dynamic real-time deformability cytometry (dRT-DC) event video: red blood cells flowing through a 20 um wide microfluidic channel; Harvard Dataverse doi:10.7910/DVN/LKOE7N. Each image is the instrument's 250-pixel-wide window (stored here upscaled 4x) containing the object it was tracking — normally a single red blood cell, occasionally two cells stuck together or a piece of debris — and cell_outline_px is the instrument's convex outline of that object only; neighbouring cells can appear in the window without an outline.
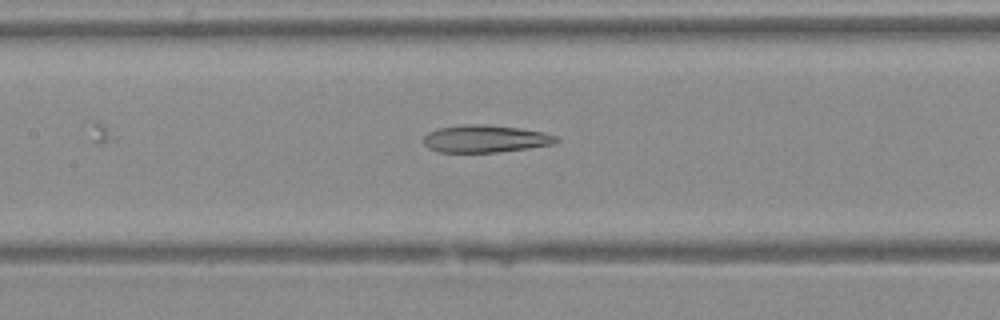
{"species": "Egyptian fruit bat (a non-hibernating species)", "species_latin": "Rousettus aegyptiacus", "temperature_condition": "warm", "stored_images_in_passage": 24, "camera_frame_rate_fps": 3000, "um_per_image_px": 0.085, "animal": {"sex": "female"}, "frame": {"image": 1, "passage_image": 8, "time_ms": 2.333, "image_size_px": [1000, 320], "cell_outline_px": [[560, 140], [556, 144], [528, 148], [496, 152], [440, 152], [428, 148], [424, 144], [424, 136], [428, 132], [436, 128], [460, 124], [488, 124], [520, 128], [544, 132], [556, 136]], "centroid_in_image_um": [41.25, 11.78], "position_along_channel_um": 166.1, "area_um2": 21.44}}
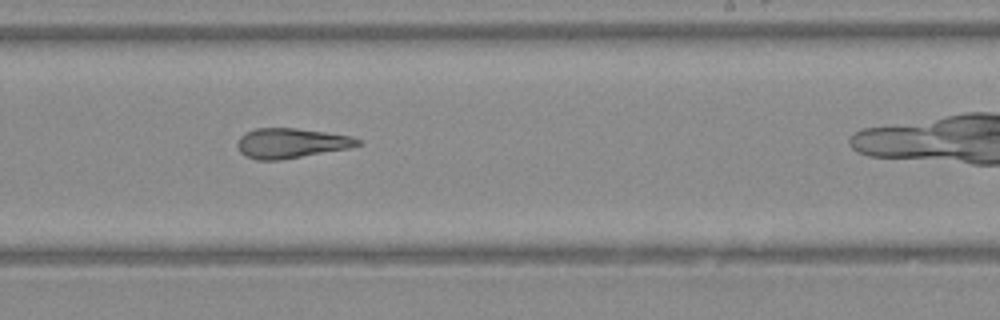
{"frame": {"image": 2, "passage_image": 14, "time_ms": 4.333, "image_size_px": [1000, 320], "cell_outline_px": [[364, 144], [348, 148], [280, 160], [256, 160], [240, 152], [236, 144], [240, 136], [256, 128], [296, 128], [352, 136], [360, 140]], "centroid_in_image_um": [24.75, 12.17], "position_along_channel_um": 264.3, "area_um2": 20.81}}
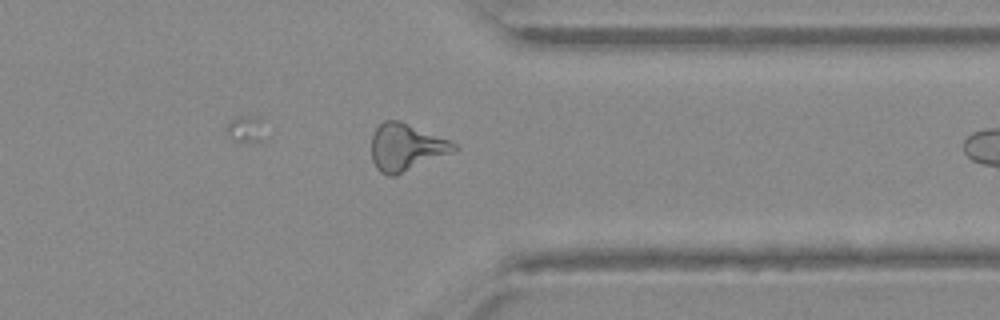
{"frame": {"image": 3, "passage_image": 21, "time_ms": 6.667, "image_size_px": [1000, 320], "cell_outline_px": [[456, 148], [452, 152], [396, 176], [388, 176], [380, 172], [376, 168], [372, 160], [372, 136], [376, 128], [384, 120], [400, 120], [448, 140], [456, 144]], "centroid_in_image_um": [34.47, 12.53], "position_along_channel_um": 376.9, "area_um2": 22.43}}